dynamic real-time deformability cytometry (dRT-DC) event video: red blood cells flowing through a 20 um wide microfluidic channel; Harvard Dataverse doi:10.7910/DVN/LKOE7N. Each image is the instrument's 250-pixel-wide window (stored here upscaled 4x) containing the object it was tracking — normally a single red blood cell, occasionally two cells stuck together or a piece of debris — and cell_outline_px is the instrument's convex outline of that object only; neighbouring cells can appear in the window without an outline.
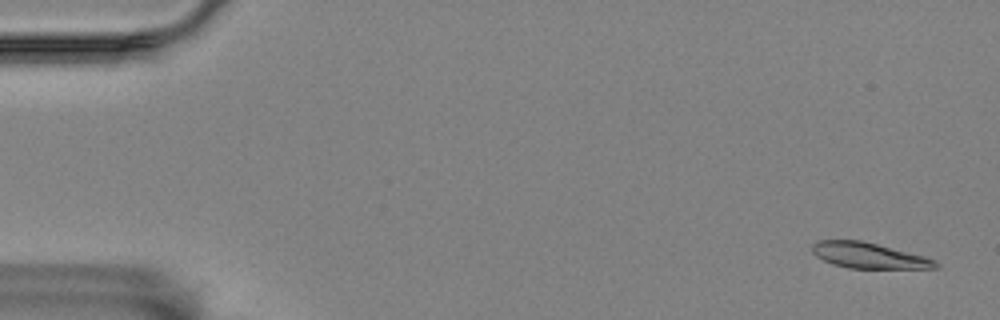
{"species": "Egyptian fruit bat (a non-hibernating species)", "species_latin": "Rousettus aegyptiacus", "temperature_condition": "room temperature", "stored_images_in_passage": 16, "camera_frame_rate_fps": 3000, "um_per_image_px": 0.085, "animal": {"sex": "female"}, "frame": {"image": 1, "passage_image": 1, "time_ms": 0.0, "image_size_px": [1000, 320], "cell_outline_px": [[940, 268], [848, 268], [832, 264], [816, 256], [812, 252], [812, 244], [816, 240], [860, 240], [924, 256], [936, 260], [940, 264]], "centroid_in_image_um": [73.83, 21.72], "position_along_channel_um": 11.2, "area_um2": 18.38}}
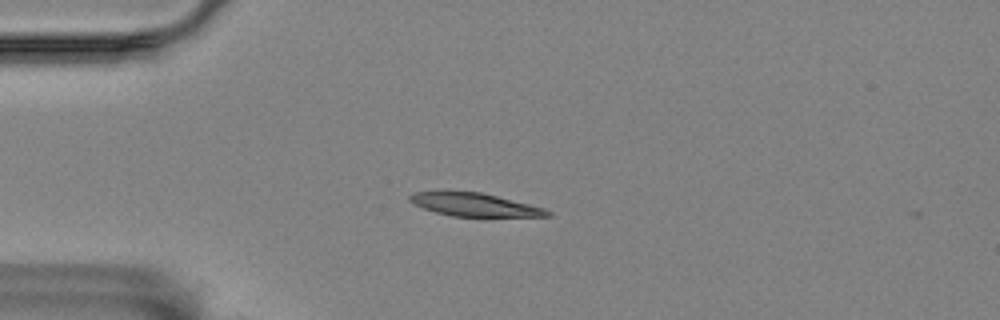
{"frame": {"image": 2, "passage_image": 13, "time_ms": 4.0, "image_size_px": [1000, 320], "cell_outline_px": [[552, 216], [452, 216], [436, 212], [412, 204], [408, 200], [408, 196], [412, 192], [480, 192], [544, 208], [552, 212]], "centroid_in_image_um": [40.3, 17.4], "position_along_channel_um": 44.7, "area_um2": 18.15}}